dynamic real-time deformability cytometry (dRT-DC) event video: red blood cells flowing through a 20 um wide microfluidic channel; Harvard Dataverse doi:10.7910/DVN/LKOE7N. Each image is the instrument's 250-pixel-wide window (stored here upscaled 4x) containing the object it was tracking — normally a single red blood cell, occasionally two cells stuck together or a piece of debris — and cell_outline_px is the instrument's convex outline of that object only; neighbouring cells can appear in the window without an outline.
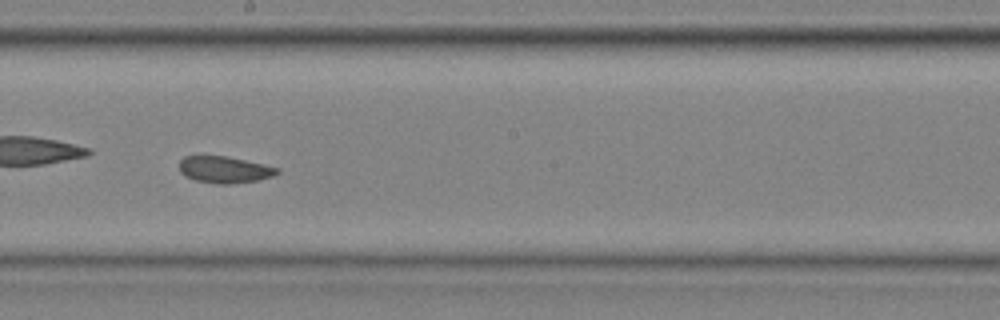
{"species": "common noctule bat (a hibernating species)", "species_latin": "Nyctalus noctula", "temperature_condition": "cold", "stored_images_in_passage": 48, "camera_frame_rate_fps": 3000, "um_per_image_px": 0.085, "animal": {"sex": "male", "body_mass_g": 20.4}, "frame": {"image": 1, "passage_image": 28, "time_ms": 9.0, "image_size_px": [1000, 320], "cell_outline_px": [[280, 172], [272, 176], [256, 180], [228, 184], [220, 184], [196, 180], [184, 176], [180, 172], [180, 160], [184, 156], [228, 156], [264, 164], [280, 168]], "centroid_in_image_um": [19.08, 14.41], "position_along_channel_um": 229.1, "area_um2": 15.14}, "authors_computed_cell_mechanics": {"area_um2": 16.2707, "velocity_mm_per_s": 4.0394, "shape_relaxation_time_tau1_ms": null, "shape_relaxation_time_tau2_ms": 2.6849, "deformation_change_tau1": null, "deformation_change_tau2": 0.064}}